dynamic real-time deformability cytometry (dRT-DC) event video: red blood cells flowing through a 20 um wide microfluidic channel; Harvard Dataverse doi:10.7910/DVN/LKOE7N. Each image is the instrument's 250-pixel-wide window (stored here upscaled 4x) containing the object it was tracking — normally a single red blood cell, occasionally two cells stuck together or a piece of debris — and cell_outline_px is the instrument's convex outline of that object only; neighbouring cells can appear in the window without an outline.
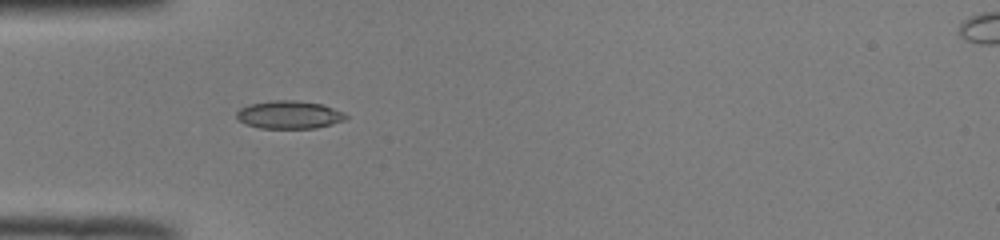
{"species": "common noctule bat (a hibernating species)", "species_latin": "Nyctalus noctula", "temperature_condition": "room temperature", "stored_images_in_passage": 13, "camera_frame_rate_fps": 3000, "um_per_image_px": 0.085, "animal": {"sex": "male", "body_mass_g": 19.0, "forearm_length_mm": 50.8}, "frame": {"image": 1, "passage_image": 3, "time_ms": 0.667, "image_size_px": [1000, 240], "cell_outline_px": [[348, 116], [344, 120], [332, 124], [316, 128], [260, 128], [248, 124], [240, 120], [236, 116], [236, 112], [240, 108], [248, 104], [272, 100], [296, 100], [324, 104], [344, 112]], "centroid_in_image_um": [24.61, 9.74], "position_along_channel_um": 60.4, "area_um2": 17.86}}